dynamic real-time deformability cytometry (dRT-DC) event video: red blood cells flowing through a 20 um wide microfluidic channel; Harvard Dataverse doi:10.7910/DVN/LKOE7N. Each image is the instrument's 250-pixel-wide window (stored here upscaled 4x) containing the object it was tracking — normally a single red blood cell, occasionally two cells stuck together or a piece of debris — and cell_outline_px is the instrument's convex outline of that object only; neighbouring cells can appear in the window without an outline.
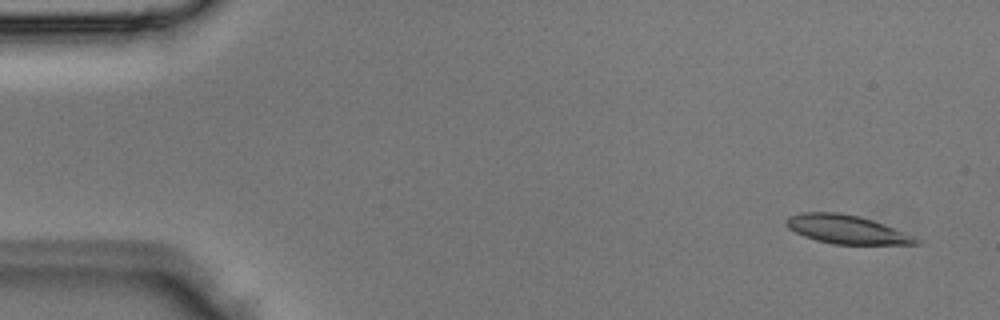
{"species": "Egyptian fruit bat (a non-hibernating species)", "species_latin": "Rousettus aegyptiacus", "temperature_condition": "room temperature", "stored_images_in_passage": 3, "camera_frame_rate_fps": 3000, "um_per_image_px": 0.085, "animal": {"sex": "male"}, "frame": {"image": 1, "passage_image": 1, "time_ms": 0.0, "image_size_px": [1000, 320], "cell_outline_px": [[920, 244], [832, 244], [816, 240], [804, 236], [788, 228], [784, 220], [788, 216], [800, 212], [836, 212], [860, 216], [872, 220], [912, 236]], "centroid_in_image_um": [71.85, 19.49], "position_along_channel_um": 13.2, "area_um2": 21.27}}